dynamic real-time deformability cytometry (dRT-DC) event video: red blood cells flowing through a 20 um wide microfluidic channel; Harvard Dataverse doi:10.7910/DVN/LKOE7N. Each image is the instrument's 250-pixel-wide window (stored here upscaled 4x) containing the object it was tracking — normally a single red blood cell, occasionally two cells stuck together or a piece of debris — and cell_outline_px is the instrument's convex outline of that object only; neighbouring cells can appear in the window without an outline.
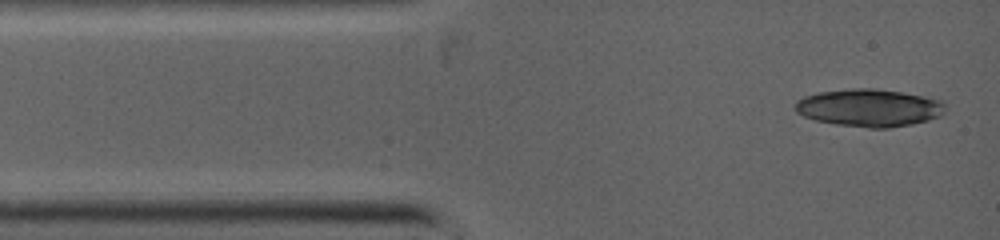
{"species": "common noctule bat (a hibernating species)", "species_latin": "Nyctalus noctula", "temperature_condition": "warm", "stored_images_in_passage": 3, "camera_frame_rate_fps": 5000, "um_per_image_px": 0.085, "animal": {"sex": "female", "body_mass_g": 19.0, "forearm_length_mm": 53.3}, "frame": {"image": 1, "passage_image": 1, "time_ms": 0.0, "image_size_px": [1000, 240], "cell_outline_px": [[944, 112], [940, 116], [928, 120], [912, 124], [888, 128], [868, 128], [836, 124], [816, 120], [804, 116], [796, 112], [796, 100], [804, 96], [820, 92], [856, 88], [876, 88], [924, 96], [944, 100]], "centroid_in_image_um": [73.9, 9.16], "position_along_channel_um": 11.1, "area_um2": 32.83}}